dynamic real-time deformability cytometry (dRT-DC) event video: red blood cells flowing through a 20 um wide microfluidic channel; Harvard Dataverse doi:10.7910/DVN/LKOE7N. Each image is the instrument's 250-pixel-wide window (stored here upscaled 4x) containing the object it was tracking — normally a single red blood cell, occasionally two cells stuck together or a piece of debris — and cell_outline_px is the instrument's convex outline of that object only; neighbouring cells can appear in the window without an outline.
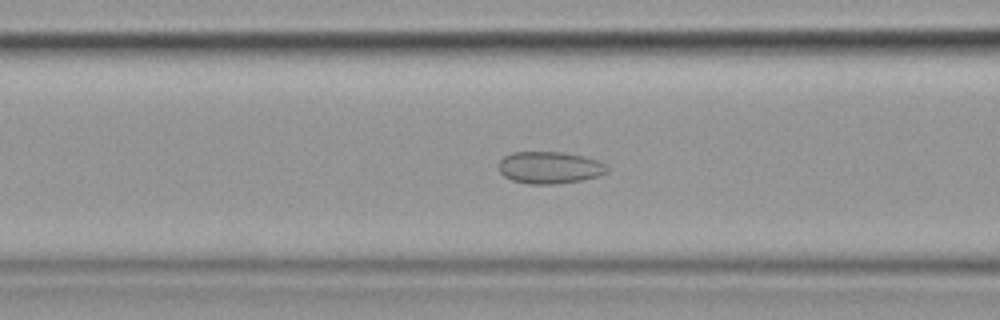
{"species": "common noctule bat (a hibernating species)", "species_latin": "Nyctalus noctula", "temperature_condition": "cold", "stored_images_in_passage": 48, "camera_frame_rate_fps": 3000, "um_per_image_px": 0.085, "animal": {"sex": "female", "body_mass_g": 19.9}, "frame": {"image": 1, "passage_image": 16, "time_ms": 5.0, "image_size_px": [1000, 320], "cell_outline_px": [[608, 172], [600, 176], [580, 180], [552, 184], [528, 184], [512, 180], [504, 176], [500, 172], [500, 160], [504, 156], [512, 152], [564, 152], [584, 156], [596, 160], [604, 164], [608, 168]], "centroid_in_image_um": [46.72, 14.24], "position_along_channel_um": 119.9, "area_um2": 20.17}}
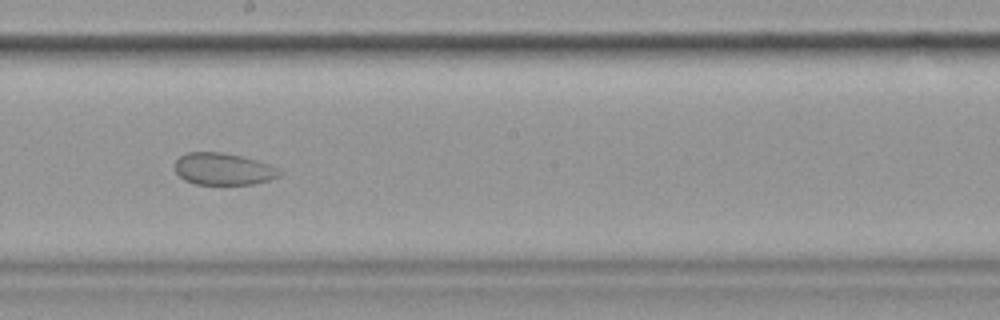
{"frame": {"image": 2, "passage_image": 25, "time_ms": 8.0, "image_size_px": [1000, 320], "cell_outline_px": [[284, 172], [280, 176], [268, 180], [252, 184], [196, 184], [184, 180], [176, 172], [176, 160], [180, 156], [188, 152], [220, 152], [240, 156], [256, 160], [268, 164]], "centroid_in_image_um": [18.98, 14.37], "position_along_channel_um": 229.2, "area_um2": 19.31}}
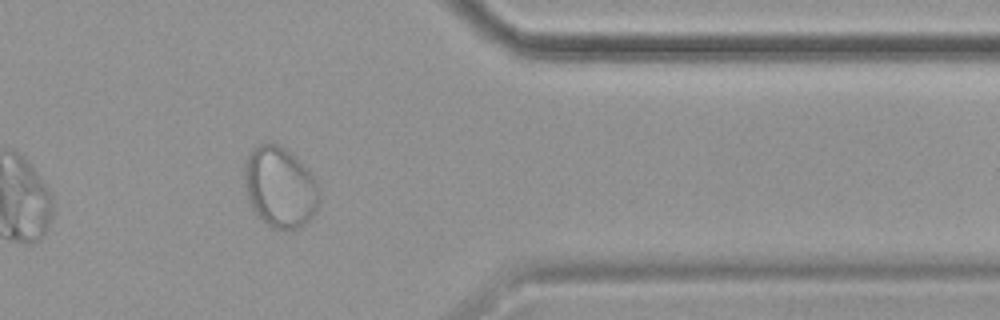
{"frame": {"image": 3, "passage_image": 39, "time_ms": 12.667, "image_size_px": [1000, 320], "cell_outline_px": [[320, 196], [316, 212], [300, 228], [272, 228], [252, 208], [248, 200], [244, 180], [244, 164], [248, 156], [260, 144], [276, 144], [284, 148], [308, 168], [316, 180], [320, 192]], "centroid_in_image_um": [23.82, 15.92], "position_along_channel_um": 387.6, "area_um2": 34.8}}